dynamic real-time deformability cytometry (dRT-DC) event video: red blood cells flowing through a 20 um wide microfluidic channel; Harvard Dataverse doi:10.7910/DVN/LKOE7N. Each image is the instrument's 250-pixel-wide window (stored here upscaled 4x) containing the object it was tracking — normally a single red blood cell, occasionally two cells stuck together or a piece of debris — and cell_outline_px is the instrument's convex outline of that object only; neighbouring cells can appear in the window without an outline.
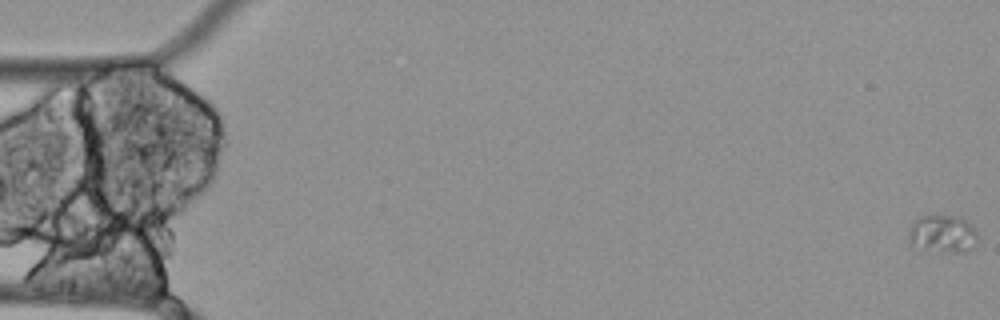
{"species": "Egyptian fruit bat (a non-hibernating species)", "species_latin": "Rousettus aegyptiacus", "temperature_condition": "cold", "stored_images_in_passage": 14, "camera_frame_rate_fps": 3000, "um_per_image_px": 0.085, "animal": {"sex": "female"}, "frame": {"image": 1, "passage_image": 1, "time_ms": 0.0, "image_size_px": [1000, 320], "cell_outline_px": [[976, 244], [972, 248], [964, 252], [956, 252], [912, 248], [908, 244], [908, 240], [912, 224], [920, 216], [956, 216], [964, 220], [976, 232]], "centroid_in_image_um": [80.07, 19.91], "position_along_channel_um": 4.9, "area_um2": 14.91}}